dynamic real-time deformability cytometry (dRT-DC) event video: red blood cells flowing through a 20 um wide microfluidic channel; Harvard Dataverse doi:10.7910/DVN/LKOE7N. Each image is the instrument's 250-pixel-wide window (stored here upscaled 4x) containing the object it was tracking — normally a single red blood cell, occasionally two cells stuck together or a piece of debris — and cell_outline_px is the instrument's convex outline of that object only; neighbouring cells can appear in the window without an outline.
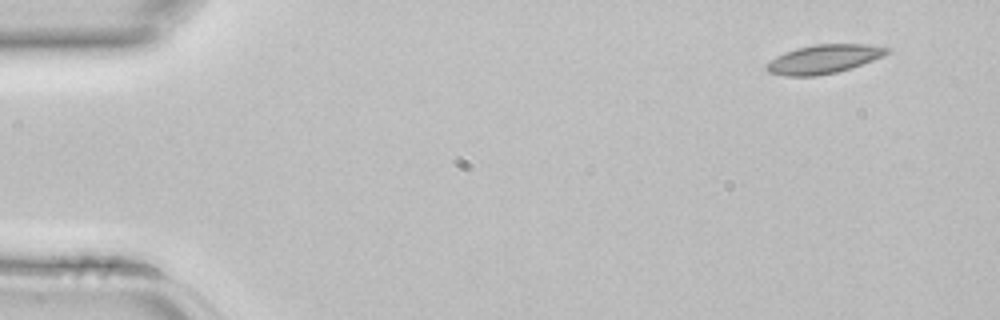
{"species": "common noctule bat (a hibernating species)", "species_latin": "Nyctalus noctula", "temperature_condition": "room temperature", "stored_images_in_passage": 4, "camera_frame_rate_fps": 3000, "um_per_image_px": 0.085, "animal": {"sex": "female", "body_mass_g": 22.7, "forearm_length_mm": 54.2}, "frame": {"image": 1, "passage_image": 1, "time_ms": 0.0, "image_size_px": [1000, 320], "cell_outline_px": [[892, 52], [884, 56], [852, 68], [836, 72], [816, 76], [788, 76], [768, 72], [764, 68], [764, 64], [776, 56], [784, 52], [796, 48], [816, 44], [864, 44], [892, 48]], "centroid_in_image_um": [70.03, 5.02], "position_along_channel_um": 15.0, "area_um2": 20.46}}
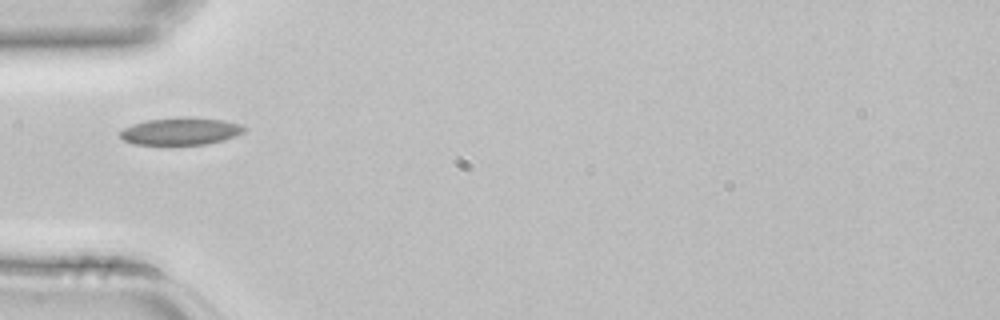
{"frame": {"image": 2, "passage_image": 4, "time_ms": 1.0, "image_size_px": [1000, 320], "cell_outline_px": [[248, 128], [244, 132], [236, 136], [224, 140], [208, 144], [132, 144], [124, 140], [120, 136], [120, 132], [124, 128], [132, 124], [148, 120], [180, 116], [196, 116], [224, 120], [240, 124]], "centroid_in_image_um": [15.41, 11.13], "position_along_channel_um": 69.6, "area_um2": 20.06}}